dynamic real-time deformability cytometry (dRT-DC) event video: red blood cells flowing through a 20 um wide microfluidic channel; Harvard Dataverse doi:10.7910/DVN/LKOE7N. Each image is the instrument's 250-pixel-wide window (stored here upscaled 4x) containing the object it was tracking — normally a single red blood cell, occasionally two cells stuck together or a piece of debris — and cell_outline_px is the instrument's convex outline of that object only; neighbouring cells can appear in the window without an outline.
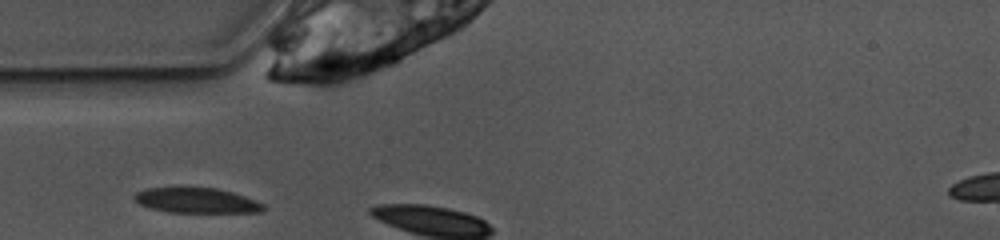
{"species": "common noctule bat (a hibernating species)", "species_latin": "Nyctalus noctula", "temperature_condition": "warm", "stored_images_in_passage": 2, "camera_frame_rate_fps": 3000, "um_per_image_px": 0.085, "animal": {"sex": "female", "body_mass_g": 10.0, "forearm_length_mm": 53.1}, "frame": {"image": 1, "passage_image": 1, "time_ms": 0.0, "image_size_px": [1000, 240], "cell_outline_px": [[264, 212], [168, 212], [148, 208], [140, 204], [132, 196], [136, 192], [144, 188], [216, 188], [232, 192], [256, 200], [264, 204]], "centroid_in_image_um": [16.69, 17.04], "position_along_channel_um": 68.3, "area_um2": 18.84}}